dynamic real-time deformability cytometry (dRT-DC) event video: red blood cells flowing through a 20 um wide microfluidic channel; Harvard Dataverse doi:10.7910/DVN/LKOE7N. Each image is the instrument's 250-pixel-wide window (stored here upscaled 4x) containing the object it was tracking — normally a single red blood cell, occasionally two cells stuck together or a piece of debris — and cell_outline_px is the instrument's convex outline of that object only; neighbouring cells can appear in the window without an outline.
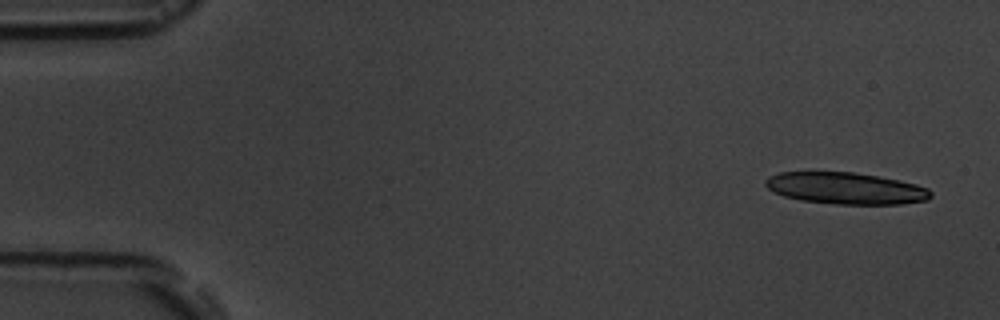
{"species": "common noctule bat (a hibernating species)", "species_latin": "Nyctalus noctula", "temperature_condition": "room temperature", "stored_images_in_passage": 5, "camera_frame_rate_fps": 3000, "um_per_image_px": 0.085, "animal": {"sex": "male", "body_mass_g": 19.5, "forearm_length_mm": 54.6}, "frame": {"image": 1, "passage_image": 1, "time_ms": 0.0, "image_size_px": [1000, 320], "cell_outline_px": [[932, 196], [928, 200], [900, 204], [836, 204], [800, 200], [784, 196], [768, 188], [764, 184], [764, 180], [768, 176], [780, 172], [852, 172], [900, 180], [916, 184], [928, 188], [932, 192]], "centroid_in_image_um": [71.9, 16.0], "position_along_channel_um": 13.1, "area_um2": 30.52}}